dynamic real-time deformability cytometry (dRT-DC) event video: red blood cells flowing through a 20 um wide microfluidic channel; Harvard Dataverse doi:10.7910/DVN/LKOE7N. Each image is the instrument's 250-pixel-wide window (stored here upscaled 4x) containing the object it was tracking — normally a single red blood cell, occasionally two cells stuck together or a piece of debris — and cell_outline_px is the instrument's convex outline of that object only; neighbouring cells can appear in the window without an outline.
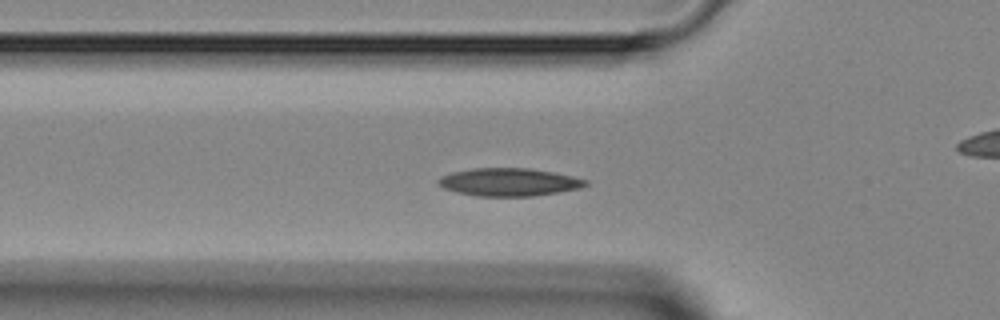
{"species": "Egyptian fruit bat (a non-hibernating species)", "species_latin": "Rousettus aegyptiacus", "temperature_condition": "room temperature", "stored_images_in_passage": 34, "camera_frame_rate_fps": 3000, "um_per_image_px": 0.085, "animal": {"sex": "female"}, "frame": {"image": 1, "passage_image": 2, "time_ms": 0.333, "image_size_px": [1000, 320], "cell_outline_px": [[588, 184], [580, 188], [532, 196], [476, 196], [456, 192], [444, 188], [436, 184], [436, 180], [440, 176], [452, 172], [472, 168], [528, 168], [552, 172], [572, 176], [588, 180]], "centroid_in_image_um": [43.21, 15.47], "position_along_channel_um": 82.6, "area_um2": 23.93}}
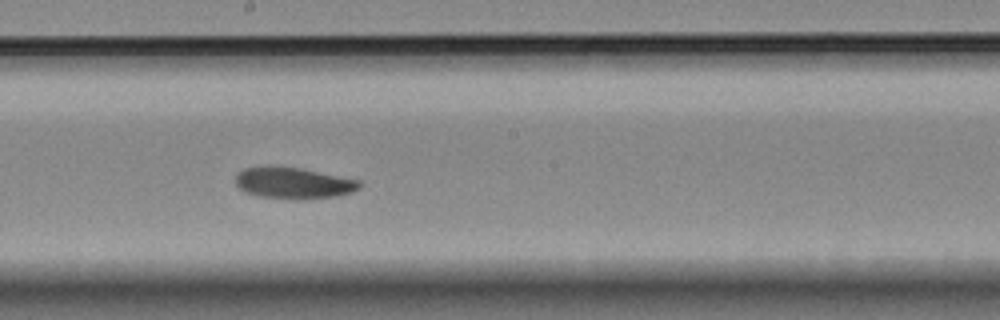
{"frame": {"image": 2, "passage_image": 12, "time_ms": 3.667, "image_size_px": [1000, 320], "cell_outline_px": [[364, 184], [360, 188], [352, 192], [336, 196], [304, 200], [256, 196], [240, 188], [236, 184], [236, 172], [244, 168], [268, 164], [300, 168], [360, 180]], "centroid_in_image_um": [24.94, 15.54], "position_along_channel_um": 223.3, "area_um2": 23.12}}
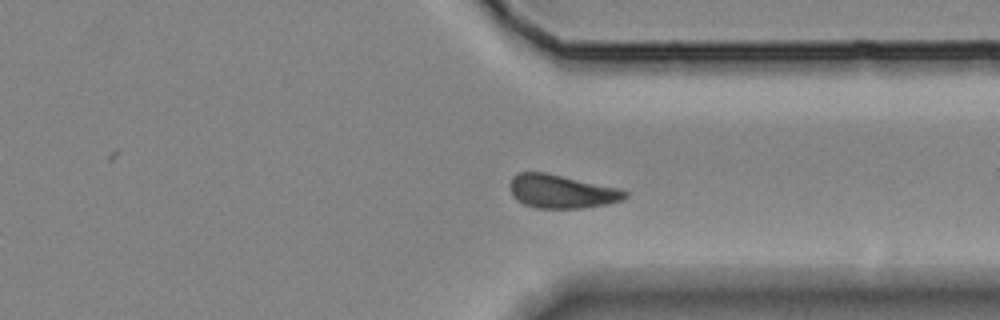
{"frame": {"image": 3, "passage_image": 22, "time_ms": 7.0, "image_size_px": [1000, 320], "cell_outline_px": [[628, 196], [624, 200], [608, 204], [584, 208], [536, 208], [524, 204], [516, 200], [512, 196], [508, 188], [508, 184], [512, 176], [516, 172], [544, 172], [620, 188], [628, 192]], "centroid_in_image_um": [47.71, 16.27], "position_along_channel_um": 363.7, "area_um2": 22.89}}